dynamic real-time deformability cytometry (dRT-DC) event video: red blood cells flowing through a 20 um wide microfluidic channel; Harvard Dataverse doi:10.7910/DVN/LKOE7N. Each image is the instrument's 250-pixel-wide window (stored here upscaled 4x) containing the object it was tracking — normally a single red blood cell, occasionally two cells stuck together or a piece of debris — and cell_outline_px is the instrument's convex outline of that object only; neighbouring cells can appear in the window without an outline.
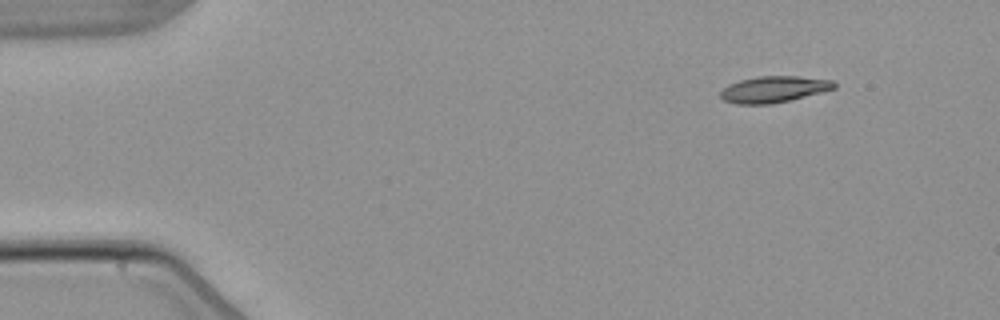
{"species": "common noctule bat (a hibernating species)", "species_latin": "Nyctalus noctula", "temperature_condition": "warm", "stored_images_in_passage": 5, "camera_frame_rate_fps": 3000, "um_per_image_px": 0.085, "animal": {"sex": "male", "body_mass_g": 21.5, "forearm_length_mm": 52.0}, "frame": {"image": 1, "passage_image": 1, "time_ms": 0.0, "image_size_px": [1000, 320], "cell_outline_px": [[836, 88], [772, 104], [736, 104], [724, 100], [720, 96], [720, 92], [728, 84], [740, 80], [760, 76], [800, 76], [832, 80], [836, 84]], "centroid_in_image_um": [65.75, 7.58], "position_along_channel_um": 19.2, "area_um2": 17.28}}
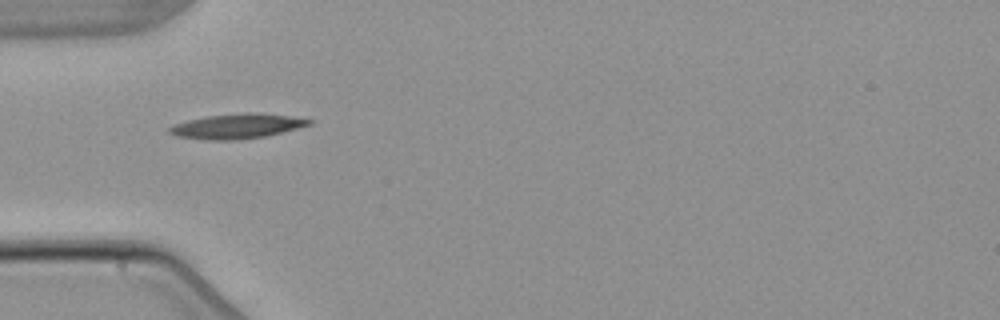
{"frame": {"image": 2, "passage_image": 4, "time_ms": 3.667, "image_size_px": [1000, 320], "cell_outline_px": [[312, 124], [264, 136], [236, 140], [208, 140], [176, 136], [168, 132], [168, 128], [176, 124], [188, 120], [208, 116], [244, 112], [252, 112], [288, 116], [312, 120]], "centroid_in_image_um": [20.1, 10.72], "position_along_channel_um": 64.9, "area_um2": 19.83}}